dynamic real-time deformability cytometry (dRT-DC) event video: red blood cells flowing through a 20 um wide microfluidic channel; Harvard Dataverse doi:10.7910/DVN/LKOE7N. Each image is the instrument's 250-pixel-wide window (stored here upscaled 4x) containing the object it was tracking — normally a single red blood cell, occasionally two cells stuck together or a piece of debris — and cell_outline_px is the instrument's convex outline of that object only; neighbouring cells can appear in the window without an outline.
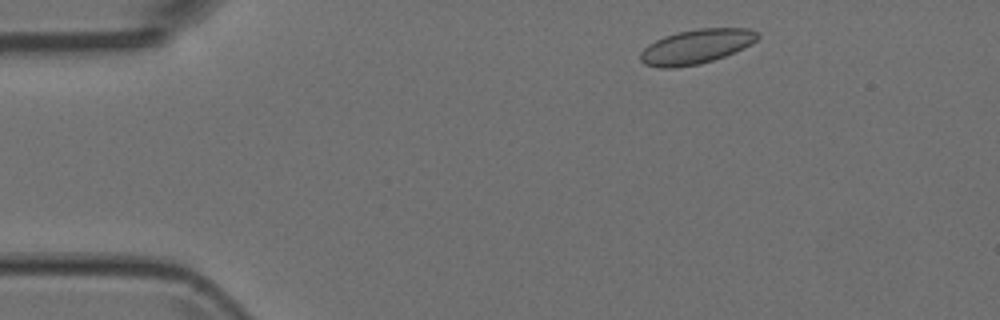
{"species": "Egyptian fruit bat (a non-hibernating species)", "species_latin": "Rousettus aegyptiacus", "temperature_condition": "room temperature", "stored_images_in_passage": 46, "camera_frame_rate_fps": 3000, "um_per_image_px": 0.085, "animal": {"sex": "female"}, "frame": {"image": 1, "passage_image": 3, "time_ms": 0.667, "image_size_px": [1000, 320], "cell_outline_px": [[760, 36], [756, 40], [744, 48], [736, 52], [700, 64], [676, 68], [660, 68], [644, 64], [640, 60], [640, 52], [648, 44], [664, 36], [676, 32], [700, 28], [748, 28], [760, 32]], "centroid_in_image_um": [59.18, 3.96], "position_along_channel_um": 25.8, "area_um2": 23.76}}
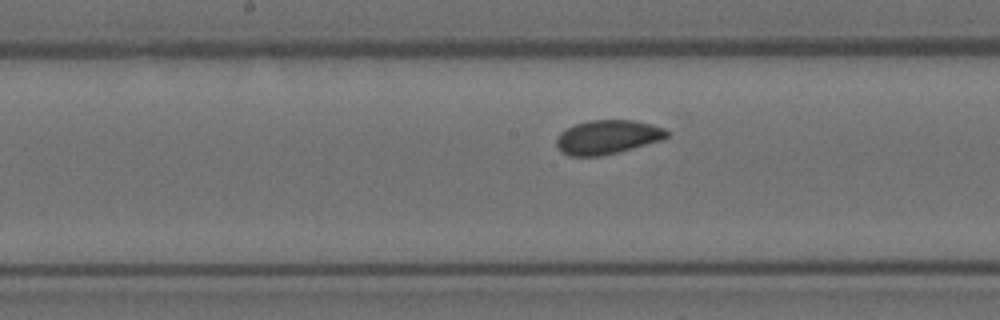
{"frame": {"image": 2, "passage_image": 21, "time_ms": 6.667, "image_size_px": [1000, 320], "cell_outline_px": [[668, 136], [660, 140], [632, 148], [600, 156], [568, 156], [560, 152], [556, 148], [556, 136], [560, 132], [576, 124], [588, 120], [636, 120], [652, 124], [664, 128], [668, 132]], "centroid_in_image_um": [51.58, 11.65], "position_along_channel_um": 196.6, "area_um2": 21.91}}
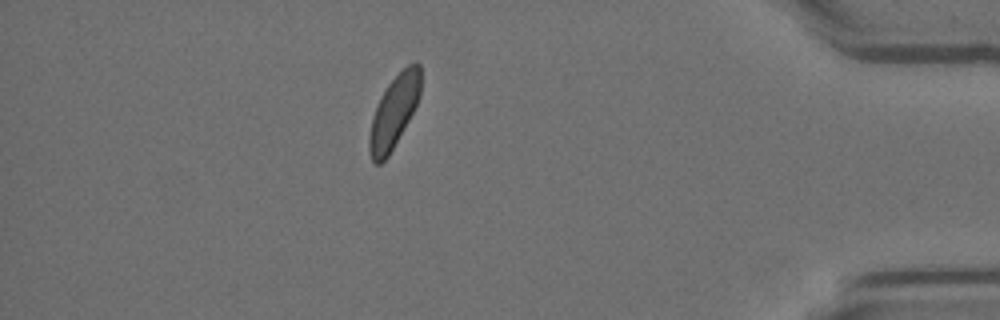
{"frame": {"image": 3, "passage_image": 40, "time_ms": 13.0, "image_size_px": [1000, 320], "cell_outline_px": [[420, 96], [408, 120], [388, 156], [380, 164], [376, 164], [372, 160], [368, 148], [368, 136], [372, 116], [380, 96], [388, 84], [408, 64], [416, 60], [420, 64]], "centroid_in_image_um": [33.46, 9.49], "position_along_channel_um": 401.7, "area_um2": 21.39}}